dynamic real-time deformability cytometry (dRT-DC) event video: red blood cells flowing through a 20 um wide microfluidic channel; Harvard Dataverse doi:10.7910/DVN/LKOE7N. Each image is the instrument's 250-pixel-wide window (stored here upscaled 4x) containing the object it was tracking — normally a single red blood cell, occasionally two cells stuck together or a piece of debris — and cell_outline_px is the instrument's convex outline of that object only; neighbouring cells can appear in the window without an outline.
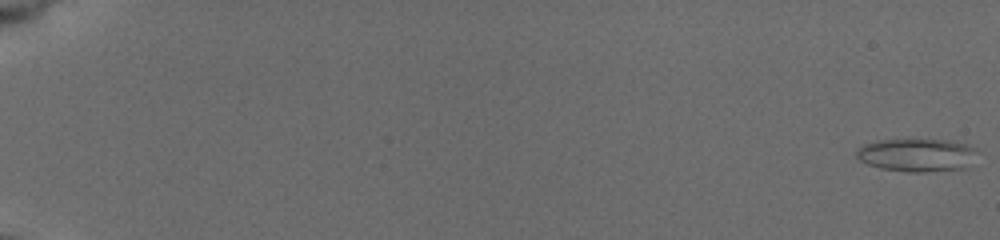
{"species": "common noctule bat (a hibernating species)", "species_latin": "Nyctalus noctula", "temperature_condition": "cold", "stored_images_in_passage": 26, "camera_frame_rate_fps": 3000, "um_per_image_px": 0.085, "animal": {"sex": "female", "body_mass_g": 19.5, "forearm_length_mm": 54.1}, "frame": {"image": 1, "passage_image": 1, "time_ms": 0.0, "image_size_px": [1000, 240], "cell_outline_px": [[980, 152], [968, 168], [924, 172], [908, 172], [880, 168], [868, 164], [860, 160], [856, 156], [856, 148], [864, 144], [876, 140], [948, 140], [968, 144], [976, 148]], "centroid_in_image_um": [77.99, 13.18], "position_along_channel_um": 7.0, "area_um2": 23.64}}
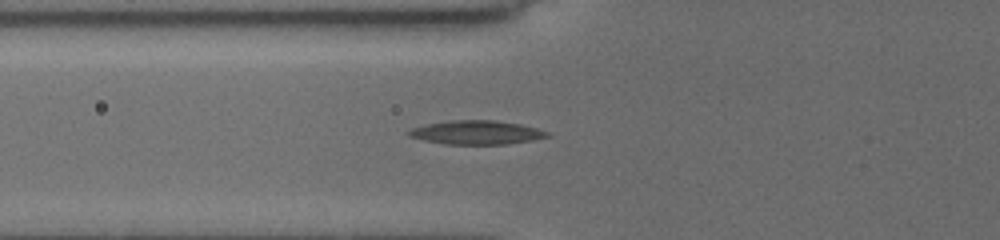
{"frame": {"image": 2, "passage_image": 24, "time_ms": 7.667, "image_size_px": [1000, 240], "cell_outline_px": [[548, 136], [532, 140], [508, 144], [444, 144], [424, 140], [408, 136], [404, 132], [412, 128], [428, 124], [452, 120], [496, 120], [520, 124], [536, 128], [548, 132]], "centroid_in_image_um": [40.46, 11.26], "position_along_channel_um": 85.3, "area_um2": 19.13}}
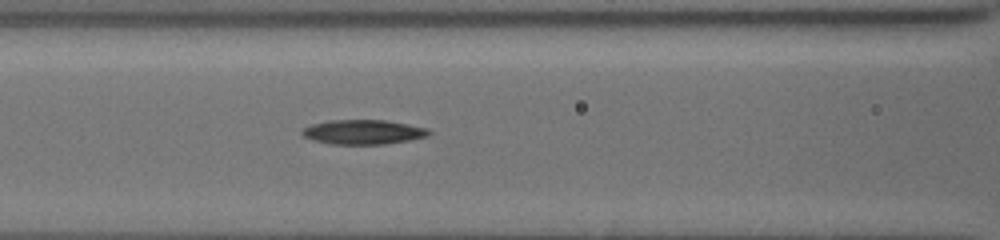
{"frame": {"image": 3, "passage_image": 26, "time_ms": 9.0, "image_size_px": [1000, 240], "cell_outline_px": [[432, 132], [428, 136], [408, 140], [384, 144], [332, 144], [312, 140], [304, 136], [300, 132], [304, 128], [312, 124], [328, 120], [384, 120], [408, 124], [428, 128]], "centroid_in_image_um": [30.87, 11.22], "position_along_channel_um": 135.7, "area_um2": 18.09}}